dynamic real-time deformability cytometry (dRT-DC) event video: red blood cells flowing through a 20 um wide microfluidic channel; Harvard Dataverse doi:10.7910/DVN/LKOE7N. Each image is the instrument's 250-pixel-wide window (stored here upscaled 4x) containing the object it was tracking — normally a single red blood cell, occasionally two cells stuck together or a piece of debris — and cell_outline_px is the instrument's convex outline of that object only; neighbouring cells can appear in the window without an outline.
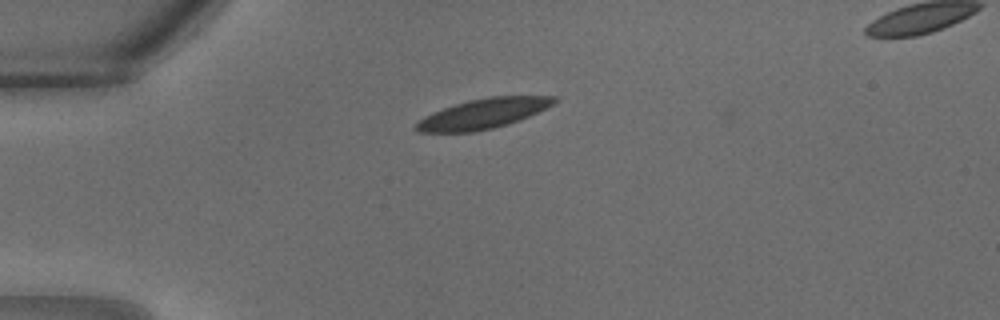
{"species": "common noctule bat (a hibernating species)", "species_latin": "Nyctalus noctula", "temperature_condition": "warm", "stored_images_in_passage": 5, "camera_frame_rate_fps": 3000, "um_per_image_px": 0.085, "animal": {"sex": "male", "body_mass_g": 18.8}, "frame": {"image": 1, "passage_image": 1, "time_ms": 0.0, "image_size_px": [1000, 320], "cell_outline_px": [[560, 100], [520, 120], [508, 124], [476, 132], [416, 132], [412, 128], [424, 116], [432, 112], [468, 100], [488, 96], [556, 96]], "centroid_in_image_um": [41.04, 9.66], "position_along_channel_um": 44.0, "area_um2": 24.04}}